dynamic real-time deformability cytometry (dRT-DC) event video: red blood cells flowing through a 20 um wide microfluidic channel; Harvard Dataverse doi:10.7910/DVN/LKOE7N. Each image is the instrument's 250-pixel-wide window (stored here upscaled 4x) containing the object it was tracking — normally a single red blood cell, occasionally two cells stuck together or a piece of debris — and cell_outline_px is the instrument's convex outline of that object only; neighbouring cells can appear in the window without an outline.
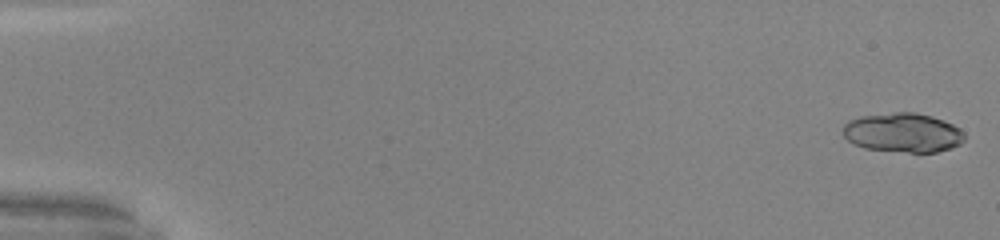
{"species": "common noctule bat (a hibernating species)", "species_latin": "Nyctalus noctula", "temperature_condition": "warm", "stored_images_in_passage": 51, "camera_frame_rate_fps": 3000, "um_per_image_px": 0.085, "animal": {"sex": "male", "body_mass_g": 20.0, "forearm_length_mm": 53.3}, "frame": {"image": 1, "passage_image": 1, "time_ms": 0.0, "image_size_px": [1000, 240], "cell_outline_px": [[964, 140], [960, 144], [952, 148], [936, 152], [908, 152], [864, 148], [852, 144], [844, 136], [844, 124], [848, 120], [860, 116], [896, 112], [916, 112], [932, 116], [944, 120], [960, 128], [964, 132]], "centroid_in_image_um": [76.76, 11.27], "position_along_channel_um": 8.2, "area_um2": 27.98}}
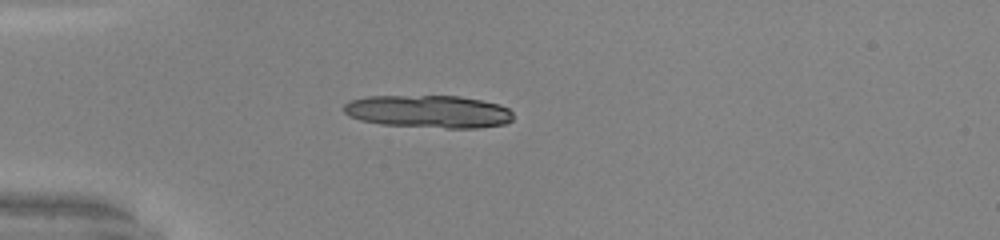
{"frame": {"image": 2, "passage_image": 15, "time_ms": 4.667, "image_size_px": [1000, 240], "cell_outline_px": [[512, 120], [504, 124], [480, 128], [444, 128], [380, 124], [360, 120], [348, 116], [344, 112], [344, 104], [348, 100], [368, 96], [460, 96], [500, 104], [508, 108], [512, 112]], "centroid_in_image_um": [36.41, 9.48], "position_along_channel_um": 48.6, "area_um2": 32.48}, "authors_computed_cell_mechanics": {"area_um2": 27.9752, "velocity_mm_per_s": 4.1087, "shape_relaxation_time_tau1_ms": 1.0904, "shape_relaxation_time_tau2_ms": 1.4709, "deformation_change_tau1": 0.3483, "deformation_change_tau2": 0.0726}}